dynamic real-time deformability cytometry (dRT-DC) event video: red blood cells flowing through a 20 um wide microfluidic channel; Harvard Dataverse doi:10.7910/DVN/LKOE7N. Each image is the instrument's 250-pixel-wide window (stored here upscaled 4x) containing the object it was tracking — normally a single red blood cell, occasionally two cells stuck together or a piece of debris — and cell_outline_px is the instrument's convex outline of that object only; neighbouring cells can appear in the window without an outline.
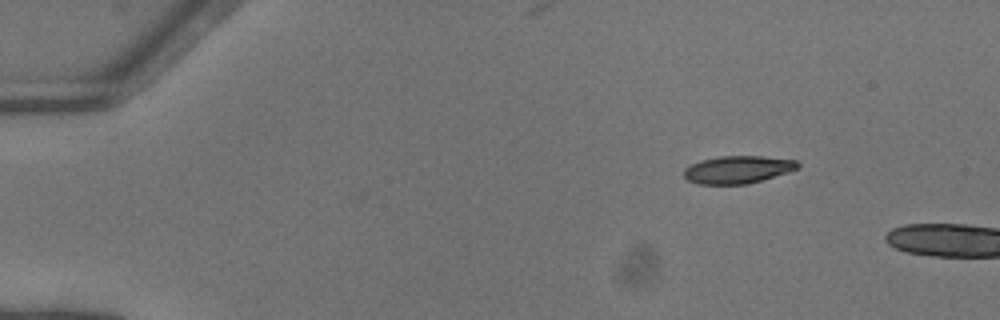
{"species": "common noctule bat (a hibernating species)", "species_latin": "Nyctalus noctula", "temperature_condition": "warm", "stored_images_in_passage": 4, "camera_frame_rate_fps": 3000, "um_per_image_px": 0.085, "animal": {"sex": "female"}, "frame": {"image": 1, "passage_image": 1, "time_ms": 0.0, "image_size_px": [1000, 320], "cell_outline_px": [[800, 164], [796, 168], [788, 172], [748, 184], [700, 184], [688, 180], [684, 176], [684, 168], [700, 160], [720, 156], [764, 156], [796, 160]], "centroid_in_image_um": [62.7, 14.41], "position_along_channel_um": 22.3, "area_um2": 18.21}}